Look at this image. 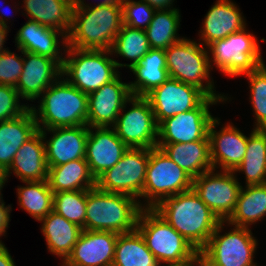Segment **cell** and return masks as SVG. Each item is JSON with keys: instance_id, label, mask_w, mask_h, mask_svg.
Listing matches in <instances>:
<instances>
[{"instance_id": "obj_1", "label": "cell", "mask_w": 266, "mask_h": 266, "mask_svg": "<svg viewBox=\"0 0 266 266\" xmlns=\"http://www.w3.org/2000/svg\"><path fill=\"white\" fill-rule=\"evenodd\" d=\"M153 209L198 251L221 222L193 189L170 196Z\"/></svg>"}, {"instance_id": "obj_2", "label": "cell", "mask_w": 266, "mask_h": 266, "mask_svg": "<svg viewBox=\"0 0 266 266\" xmlns=\"http://www.w3.org/2000/svg\"><path fill=\"white\" fill-rule=\"evenodd\" d=\"M31 106L38 130L87 125L88 95L60 76Z\"/></svg>"}, {"instance_id": "obj_3", "label": "cell", "mask_w": 266, "mask_h": 266, "mask_svg": "<svg viewBox=\"0 0 266 266\" xmlns=\"http://www.w3.org/2000/svg\"><path fill=\"white\" fill-rule=\"evenodd\" d=\"M122 25V7L72 8L67 46L78 49L110 50Z\"/></svg>"}, {"instance_id": "obj_4", "label": "cell", "mask_w": 266, "mask_h": 266, "mask_svg": "<svg viewBox=\"0 0 266 266\" xmlns=\"http://www.w3.org/2000/svg\"><path fill=\"white\" fill-rule=\"evenodd\" d=\"M136 229L161 265L199 266V251L154 209H142Z\"/></svg>"}, {"instance_id": "obj_5", "label": "cell", "mask_w": 266, "mask_h": 266, "mask_svg": "<svg viewBox=\"0 0 266 266\" xmlns=\"http://www.w3.org/2000/svg\"><path fill=\"white\" fill-rule=\"evenodd\" d=\"M142 209L132 196L105 192L95 186L87 190L85 230L131 232L137 227Z\"/></svg>"}, {"instance_id": "obj_6", "label": "cell", "mask_w": 266, "mask_h": 266, "mask_svg": "<svg viewBox=\"0 0 266 266\" xmlns=\"http://www.w3.org/2000/svg\"><path fill=\"white\" fill-rule=\"evenodd\" d=\"M62 74L70 84L89 95L120 73L110 50L66 48ZM67 53V54H66ZM66 76V77H65Z\"/></svg>"}, {"instance_id": "obj_7", "label": "cell", "mask_w": 266, "mask_h": 266, "mask_svg": "<svg viewBox=\"0 0 266 266\" xmlns=\"http://www.w3.org/2000/svg\"><path fill=\"white\" fill-rule=\"evenodd\" d=\"M165 54L169 77L199 88L208 97L228 100L224 94L216 93L208 51L200 41L184 37L167 48Z\"/></svg>"}, {"instance_id": "obj_8", "label": "cell", "mask_w": 266, "mask_h": 266, "mask_svg": "<svg viewBox=\"0 0 266 266\" xmlns=\"http://www.w3.org/2000/svg\"><path fill=\"white\" fill-rule=\"evenodd\" d=\"M225 224L226 221L219 223L207 244L199 251V266H258L254 262L258 239L252 229L233 226L230 228L232 231L221 235Z\"/></svg>"}, {"instance_id": "obj_9", "label": "cell", "mask_w": 266, "mask_h": 266, "mask_svg": "<svg viewBox=\"0 0 266 266\" xmlns=\"http://www.w3.org/2000/svg\"><path fill=\"white\" fill-rule=\"evenodd\" d=\"M257 37L244 29L206 46L213 65L228 77L244 76L264 64ZM211 56V57H210Z\"/></svg>"}, {"instance_id": "obj_10", "label": "cell", "mask_w": 266, "mask_h": 266, "mask_svg": "<svg viewBox=\"0 0 266 266\" xmlns=\"http://www.w3.org/2000/svg\"><path fill=\"white\" fill-rule=\"evenodd\" d=\"M192 181L193 178L173 162L162 149L158 147L150 149L141 207L155 208L164 199L192 189Z\"/></svg>"}, {"instance_id": "obj_11", "label": "cell", "mask_w": 266, "mask_h": 266, "mask_svg": "<svg viewBox=\"0 0 266 266\" xmlns=\"http://www.w3.org/2000/svg\"><path fill=\"white\" fill-rule=\"evenodd\" d=\"M128 103L129 106L132 105L129 110L126 107ZM112 128L129 148L157 147L158 124L150 102L144 96L132 95L124 104Z\"/></svg>"}, {"instance_id": "obj_12", "label": "cell", "mask_w": 266, "mask_h": 266, "mask_svg": "<svg viewBox=\"0 0 266 266\" xmlns=\"http://www.w3.org/2000/svg\"><path fill=\"white\" fill-rule=\"evenodd\" d=\"M150 149L128 148L118 163L96 178V187L105 192L122 193L137 199L146 179Z\"/></svg>"}, {"instance_id": "obj_13", "label": "cell", "mask_w": 266, "mask_h": 266, "mask_svg": "<svg viewBox=\"0 0 266 266\" xmlns=\"http://www.w3.org/2000/svg\"><path fill=\"white\" fill-rule=\"evenodd\" d=\"M226 103L223 98L207 97L197 108L168 117L158 124L157 144L188 143L209 140L208 129L215 118L212 105Z\"/></svg>"}, {"instance_id": "obj_14", "label": "cell", "mask_w": 266, "mask_h": 266, "mask_svg": "<svg viewBox=\"0 0 266 266\" xmlns=\"http://www.w3.org/2000/svg\"><path fill=\"white\" fill-rule=\"evenodd\" d=\"M234 171L209 170L193 178L192 189L221 220L226 221L233 213L241 183Z\"/></svg>"}, {"instance_id": "obj_15", "label": "cell", "mask_w": 266, "mask_h": 266, "mask_svg": "<svg viewBox=\"0 0 266 266\" xmlns=\"http://www.w3.org/2000/svg\"><path fill=\"white\" fill-rule=\"evenodd\" d=\"M145 97L159 124L168 117L197 108L208 96L193 85L169 77Z\"/></svg>"}, {"instance_id": "obj_16", "label": "cell", "mask_w": 266, "mask_h": 266, "mask_svg": "<svg viewBox=\"0 0 266 266\" xmlns=\"http://www.w3.org/2000/svg\"><path fill=\"white\" fill-rule=\"evenodd\" d=\"M220 123L215 117L208 129L211 163L215 170L235 171L245 156L248 137L229 122L216 130Z\"/></svg>"}, {"instance_id": "obj_17", "label": "cell", "mask_w": 266, "mask_h": 266, "mask_svg": "<svg viewBox=\"0 0 266 266\" xmlns=\"http://www.w3.org/2000/svg\"><path fill=\"white\" fill-rule=\"evenodd\" d=\"M119 74L88 95V127H113L126 101L132 96L129 83Z\"/></svg>"}, {"instance_id": "obj_18", "label": "cell", "mask_w": 266, "mask_h": 266, "mask_svg": "<svg viewBox=\"0 0 266 266\" xmlns=\"http://www.w3.org/2000/svg\"><path fill=\"white\" fill-rule=\"evenodd\" d=\"M23 70L15 86L21 99L33 102L62 74V67L54 60L39 54L22 51Z\"/></svg>"}, {"instance_id": "obj_19", "label": "cell", "mask_w": 266, "mask_h": 266, "mask_svg": "<svg viewBox=\"0 0 266 266\" xmlns=\"http://www.w3.org/2000/svg\"><path fill=\"white\" fill-rule=\"evenodd\" d=\"M118 234L82 230L72 253L61 266H112Z\"/></svg>"}, {"instance_id": "obj_20", "label": "cell", "mask_w": 266, "mask_h": 266, "mask_svg": "<svg viewBox=\"0 0 266 266\" xmlns=\"http://www.w3.org/2000/svg\"><path fill=\"white\" fill-rule=\"evenodd\" d=\"M40 131L44 137L48 166H59L69 161L85 159L89 134L87 125L41 129ZM47 132L52 134L49 139H46Z\"/></svg>"}, {"instance_id": "obj_21", "label": "cell", "mask_w": 266, "mask_h": 266, "mask_svg": "<svg viewBox=\"0 0 266 266\" xmlns=\"http://www.w3.org/2000/svg\"><path fill=\"white\" fill-rule=\"evenodd\" d=\"M128 148L112 127H89L85 160L95 179L115 166Z\"/></svg>"}, {"instance_id": "obj_22", "label": "cell", "mask_w": 266, "mask_h": 266, "mask_svg": "<svg viewBox=\"0 0 266 266\" xmlns=\"http://www.w3.org/2000/svg\"><path fill=\"white\" fill-rule=\"evenodd\" d=\"M61 39L62 41H59ZM15 43L18 49L54 59L62 67L64 60L62 54L65 53H62V48L59 44L65 51L67 48V35L64 32L40 25L36 21L28 20L18 30Z\"/></svg>"}, {"instance_id": "obj_23", "label": "cell", "mask_w": 266, "mask_h": 266, "mask_svg": "<svg viewBox=\"0 0 266 266\" xmlns=\"http://www.w3.org/2000/svg\"><path fill=\"white\" fill-rule=\"evenodd\" d=\"M202 29L199 30L201 44L224 39L246 27V21L239 6L231 0H216L204 16Z\"/></svg>"}, {"instance_id": "obj_24", "label": "cell", "mask_w": 266, "mask_h": 266, "mask_svg": "<svg viewBox=\"0 0 266 266\" xmlns=\"http://www.w3.org/2000/svg\"><path fill=\"white\" fill-rule=\"evenodd\" d=\"M12 173L21 182L48 179L44 137L40 130L18 149L12 164L6 170L7 178Z\"/></svg>"}, {"instance_id": "obj_25", "label": "cell", "mask_w": 266, "mask_h": 266, "mask_svg": "<svg viewBox=\"0 0 266 266\" xmlns=\"http://www.w3.org/2000/svg\"><path fill=\"white\" fill-rule=\"evenodd\" d=\"M37 131L31 108L15 119L0 122V166L7 170L18 149Z\"/></svg>"}, {"instance_id": "obj_26", "label": "cell", "mask_w": 266, "mask_h": 266, "mask_svg": "<svg viewBox=\"0 0 266 266\" xmlns=\"http://www.w3.org/2000/svg\"><path fill=\"white\" fill-rule=\"evenodd\" d=\"M40 223L48 251L63 263L72 253L83 229L53 210Z\"/></svg>"}, {"instance_id": "obj_27", "label": "cell", "mask_w": 266, "mask_h": 266, "mask_svg": "<svg viewBox=\"0 0 266 266\" xmlns=\"http://www.w3.org/2000/svg\"><path fill=\"white\" fill-rule=\"evenodd\" d=\"M157 147L192 178L213 169L210 159V140L157 144Z\"/></svg>"}, {"instance_id": "obj_28", "label": "cell", "mask_w": 266, "mask_h": 266, "mask_svg": "<svg viewBox=\"0 0 266 266\" xmlns=\"http://www.w3.org/2000/svg\"><path fill=\"white\" fill-rule=\"evenodd\" d=\"M130 71L136 78L134 82H129L130 92L145 97L169 78L165 50L150 49Z\"/></svg>"}, {"instance_id": "obj_29", "label": "cell", "mask_w": 266, "mask_h": 266, "mask_svg": "<svg viewBox=\"0 0 266 266\" xmlns=\"http://www.w3.org/2000/svg\"><path fill=\"white\" fill-rule=\"evenodd\" d=\"M28 20L64 32L71 29L72 0H23Z\"/></svg>"}, {"instance_id": "obj_30", "label": "cell", "mask_w": 266, "mask_h": 266, "mask_svg": "<svg viewBox=\"0 0 266 266\" xmlns=\"http://www.w3.org/2000/svg\"><path fill=\"white\" fill-rule=\"evenodd\" d=\"M48 184L53 193L89 190L96 186L85 159L69 161L59 166H48Z\"/></svg>"}, {"instance_id": "obj_31", "label": "cell", "mask_w": 266, "mask_h": 266, "mask_svg": "<svg viewBox=\"0 0 266 266\" xmlns=\"http://www.w3.org/2000/svg\"><path fill=\"white\" fill-rule=\"evenodd\" d=\"M266 217V184L242 186L235 209L226 220L227 226L244 228Z\"/></svg>"}, {"instance_id": "obj_32", "label": "cell", "mask_w": 266, "mask_h": 266, "mask_svg": "<svg viewBox=\"0 0 266 266\" xmlns=\"http://www.w3.org/2000/svg\"><path fill=\"white\" fill-rule=\"evenodd\" d=\"M234 172H243L246 186L266 184V129L251 130L245 156Z\"/></svg>"}, {"instance_id": "obj_33", "label": "cell", "mask_w": 266, "mask_h": 266, "mask_svg": "<svg viewBox=\"0 0 266 266\" xmlns=\"http://www.w3.org/2000/svg\"><path fill=\"white\" fill-rule=\"evenodd\" d=\"M112 266H164L147 248L140 232L135 229L118 234Z\"/></svg>"}, {"instance_id": "obj_34", "label": "cell", "mask_w": 266, "mask_h": 266, "mask_svg": "<svg viewBox=\"0 0 266 266\" xmlns=\"http://www.w3.org/2000/svg\"><path fill=\"white\" fill-rule=\"evenodd\" d=\"M181 15L178 8L156 10L150 24L145 29L151 49L166 50L184 37H179Z\"/></svg>"}, {"instance_id": "obj_35", "label": "cell", "mask_w": 266, "mask_h": 266, "mask_svg": "<svg viewBox=\"0 0 266 266\" xmlns=\"http://www.w3.org/2000/svg\"><path fill=\"white\" fill-rule=\"evenodd\" d=\"M150 49L145 30L122 25L120 32L114 39L110 51L111 54L114 56L116 55V57L121 56L131 61L130 64H126L115 60L118 68L127 67L130 69L135 64L139 63Z\"/></svg>"}, {"instance_id": "obj_36", "label": "cell", "mask_w": 266, "mask_h": 266, "mask_svg": "<svg viewBox=\"0 0 266 266\" xmlns=\"http://www.w3.org/2000/svg\"><path fill=\"white\" fill-rule=\"evenodd\" d=\"M25 186H18V204L38 222L53 210L54 193L48 181H23Z\"/></svg>"}, {"instance_id": "obj_37", "label": "cell", "mask_w": 266, "mask_h": 266, "mask_svg": "<svg viewBox=\"0 0 266 266\" xmlns=\"http://www.w3.org/2000/svg\"><path fill=\"white\" fill-rule=\"evenodd\" d=\"M87 190L54 193L53 211L85 230Z\"/></svg>"}, {"instance_id": "obj_38", "label": "cell", "mask_w": 266, "mask_h": 266, "mask_svg": "<svg viewBox=\"0 0 266 266\" xmlns=\"http://www.w3.org/2000/svg\"><path fill=\"white\" fill-rule=\"evenodd\" d=\"M244 75L250 84L249 101H251L254 112V129H266V64Z\"/></svg>"}, {"instance_id": "obj_39", "label": "cell", "mask_w": 266, "mask_h": 266, "mask_svg": "<svg viewBox=\"0 0 266 266\" xmlns=\"http://www.w3.org/2000/svg\"><path fill=\"white\" fill-rule=\"evenodd\" d=\"M156 10L142 0H123V25L145 30Z\"/></svg>"}, {"instance_id": "obj_40", "label": "cell", "mask_w": 266, "mask_h": 266, "mask_svg": "<svg viewBox=\"0 0 266 266\" xmlns=\"http://www.w3.org/2000/svg\"><path fill=\"white\" fill-rule=\"evenodd\" d=\"M20 96L15 87L0 85V122L15 119L30 106L20 103Z\"/></svg>"}, {"instance_id": "obj_41", "label": "cell", "mask_w": 266, "mask_h": 266, "mask_svg": "<svg viewBox=\"0 0 266 266\" xmlns=\"http://www.w3.org/2000/svg\"><path fill=\"white\" fill-rule=\"evenodd\" d=\"M23 70V56L11 50L0 54V85L15 87Z\"/></svg>"}, {"instance_id": "obj_42", "label": "cell", "mask_w": 266, "mask_h": 266, "mask_svg": "<svg viewBox=\"0 0 266 266\" xmlns=\"http://www.w3.org/2000/svg\"><path fill=\"white\" fill-rule=\"evenodd\" d=\"M10 211H12L11 205L8 204L6 206L3 197L0 196V237L6 236L5 234H7L6 229L9 227ZM0 243H2L1 239Z\"/></svg>"}, {"instance_id": "obj_43", "label": "cell", "mask_w": 266, "mask_h": 266, "mask_svg": "<svg viewBox=\"0 0 266 266\" xmlns=\"http://www.w3.org/2000/svg\"><path fill=\"white\" fill-rule=\"evenodd\" d=\"M123 0H102L96 5L88 4L84 0H72V8H87L91 6H114L122 7Z\"/></svg>"}, {"instance_id": "obj_44", "label": "cell", "mask_w": 266, "mask_h": 266, "mask_svg": "<svg viewBox=\"0 0 266 266\" xmlns=\"http://www.w3.org/2000/svg\"><path fill=\"white\" fill-rule=\"evenodd\" d=\"M150 5L155 10H169L175 9L173 7V2L175 0H142Z\"/></svg>"}, {"instance_id": "obj_45", "label": "cell", "mask_w": 266, "mask_h": 266, "mask_svg": "<svg viewBox=\"0 0 266 266\" xmlns=\"http://www.w3.org/2000/svg\"><path fill=\"white\" fill-rule=\"evenodd\" d=\"M0 266H16L14 259L3 242L0 243Z\"/></svg>"}, {"instance_id": "obj_46", "label": "cell", "mask_w": 266, "mask_h": 266, "mask_svg": "<svg viewBox=\"0 0 266 266\" xmlns=\"http://www.w3.org/2000/svg\"><path fill=\"white\" fill-rule=\"evenodd\" d=\"M9 25L5 26L3 24L0 23V54L3 52L8 51L9 49L4 47V42L7 39V34L9 33Z\"/></svg>"}, {"instance_id": "obj_47", "label": "cell", "mask_w": 266, "mask_h": 266, "mask_svg": "<svg viewBox=\"0 0 266 266\" xmlns=\"http://www.w3.org/2000/svg\"><path fill=\"white\" fill-rule=\"evenodd\" d=\"M7 180L6 170L0 166V196H2L1 190L4 188L5 183L8 182Z\"/></svg>"}, {"instance_id": "obj_48", "label": "cell", "mask_w": 266, "mask_h": 266, "mask_svg": "<svg viewBox=\"0 0 266 266\" xmlns=\"http://www.w3.org/2000/svg\"><path fill=\"white\" fill-rule=\"evenodd\" d=\"M8 9H6L7 11ZM6 12L3 10L1 11L0 10V23L7 26L8 25V20L10 21V17H8L9 15H7V13L5 14ZM10 13V12H9ZM8 17V18H7Z\"/></svg>"}]
</instances>
